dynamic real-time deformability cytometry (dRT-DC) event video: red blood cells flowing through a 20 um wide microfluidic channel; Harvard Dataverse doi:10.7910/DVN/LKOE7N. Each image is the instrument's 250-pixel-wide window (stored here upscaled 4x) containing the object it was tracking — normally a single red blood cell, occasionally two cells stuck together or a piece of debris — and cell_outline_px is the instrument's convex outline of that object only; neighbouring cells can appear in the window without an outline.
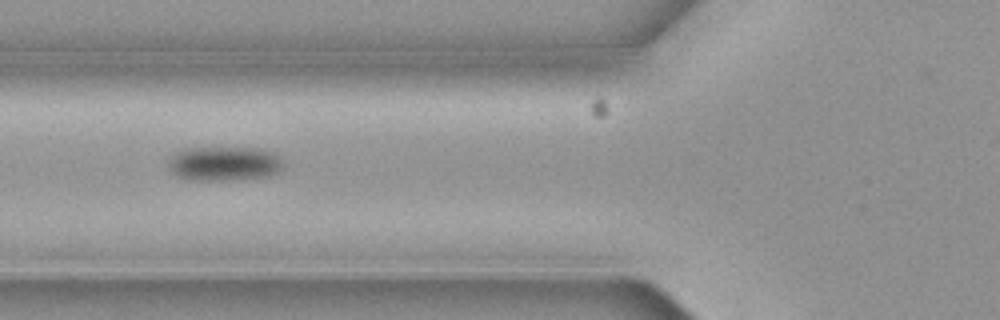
{"species": "common noctule bat (a hibernating species)", "species_latin": "Nyctalus noctula", "temperature_condition": "cold", "stored_images_in_passage": 3, "camera_frame_rate_fps": 3000, "um_per_image_px": 0.085, "animal": {"sex": "female", "body_mass_g": 19.3, "forearm_length_mm": 54.1}, "frame": {"image": 1, "passage_image": 2, "time_ms": 0.333, "image_size_px": [1000, 320], "cell_outline_px": [[284, 168], [268, 176], [228, 180], [188, 180], [176, 176], [168, 168], [168, 160], [176, 152], [188, 148], [256, 148], [268, 152], [276, 156], [280, 160]], "centroid_in_image_um": [18.98, 13.92], "position_along_channel_um": 106.8, "area_um2": 22.77}}
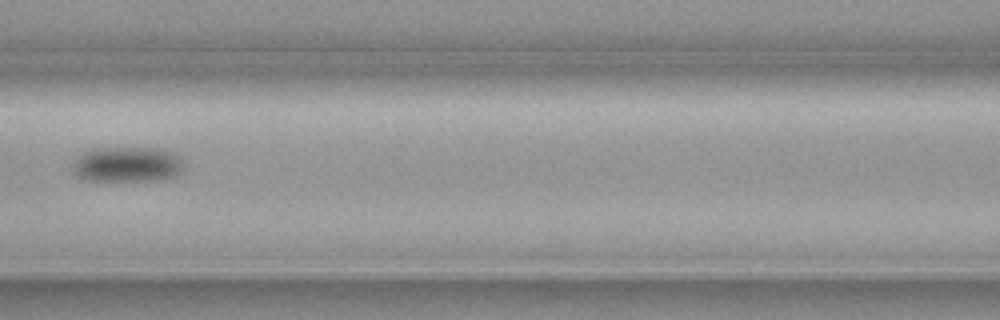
{"frame": {"image": 2, "passage_image": 3, "time_ms": 0.667, "image_size_px": [1000, 320], "cell_outline_px": [[184, 168], [180, 172], [172, 176], [156, 180], [88, 180], [72, 172], [72, 160], [80, 152], [92, 148], [160, 148], [176, 152], [184, 160]], "centroid_in_image_um": [10.81, 13.94], "position_along_channel_um": 155.8, "area_um2": 23.24}}